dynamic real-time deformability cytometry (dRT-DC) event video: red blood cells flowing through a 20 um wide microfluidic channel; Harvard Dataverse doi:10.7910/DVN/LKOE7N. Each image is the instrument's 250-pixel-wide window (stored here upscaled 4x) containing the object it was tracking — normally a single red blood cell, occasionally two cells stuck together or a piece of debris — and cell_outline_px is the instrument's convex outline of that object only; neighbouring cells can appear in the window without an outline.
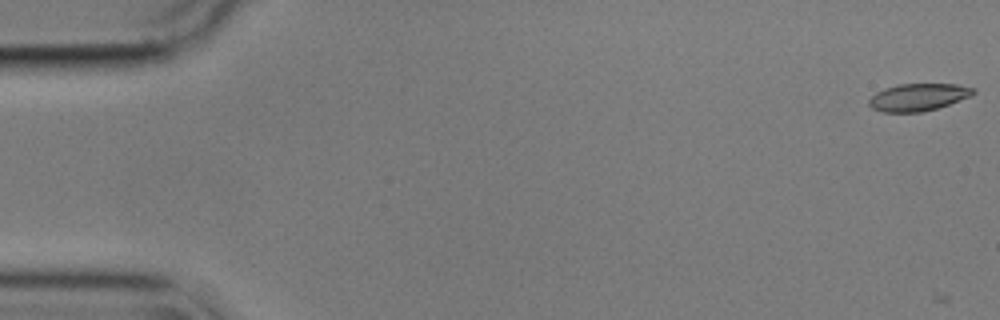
{"species": "common noctule bat (a hibernating species)", "species_latin": "Nyctalus noctula", "temperature_condition": "cold", "stored_images_in_passage": 6, "camera_frame_rate_fps": 3000, "um_per_image_px": 0.085, "animal": {"sex": "male", "body_mass_g": 17.9}, "frame": {"image": 1, "passage_image": 1, "time_ms": 0.0, "image_size_px": [1000, 320], "cell_outline_px": [[976, 92], [972, 96], [936, 108], [920, 112], [884, 112], [872, 108], [868, 104], [868, 100], [876, 92], [884, 88], [900, 84], [956, 84], [976, 88]], "centroid_in_image_um": [78.06, 8.25], "position_along_channel_um": 6.9, "area_um2": 16.59}}